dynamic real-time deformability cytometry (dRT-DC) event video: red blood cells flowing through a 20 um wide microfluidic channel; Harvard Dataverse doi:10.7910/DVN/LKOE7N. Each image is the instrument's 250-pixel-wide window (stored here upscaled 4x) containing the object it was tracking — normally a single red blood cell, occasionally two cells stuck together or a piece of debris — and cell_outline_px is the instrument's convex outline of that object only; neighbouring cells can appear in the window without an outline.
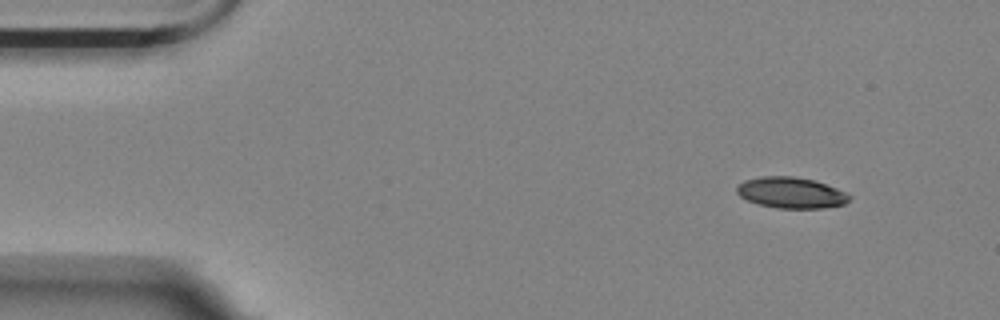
{"species": "Egyptian fruit bat (a non-hibernating species)", "species_latin": "Rousettus aegyptiacus", "temperature_condition": "room temperature", "stored_images_in_passage": 52, "camera_frame_rate_fps": 3000, "um_per_image_px": 0.085, "animal": {"sex": "female"}, "frame": {"image": 1, "passage_image": 1, "time_ms": 0.0, "image_size_px": [1000, 320], "cell_outline_px": [[852, 196], [844, 204], [824, 208], [776, 208], [756, 204], [740, 196], [736, 192], [736, 188], [744, 180], [760, 176], [792, 176], [816, 180], [836, 188]], "centroid_in_image_um": [67.22, 16.38], "position_along_channel_um": 17.8, "area_um2": 20.4}}
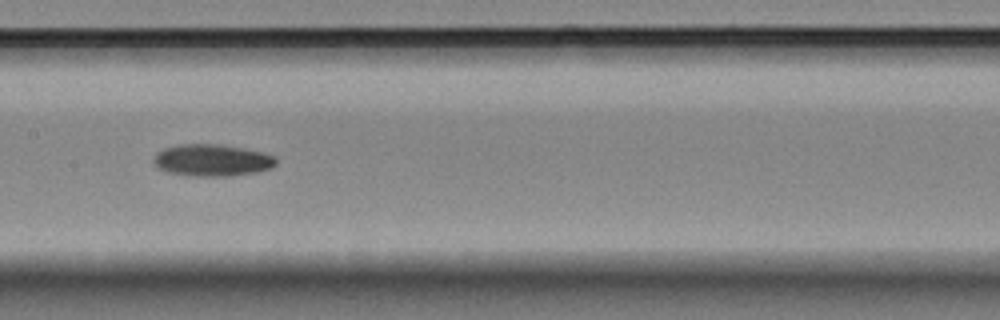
{"frame": {"image": 2, "passage_image": 23, "time_ms": 7.333, "image_size_px": [1000, 320], "cell_outline_px": [[276, 164], [272, 168], [256, 172], [232, 176], [192, 176], [168, 172], [156, 168], [152, 160], [156, 152], [164, 148], [180, 144], [220, 144], [244, 148], [264, 152], [276, 156]], "centroid_in_image_um": [18.02, 13.62], "position_along_channel_um": 189.4, "area_um2": 23.12}}
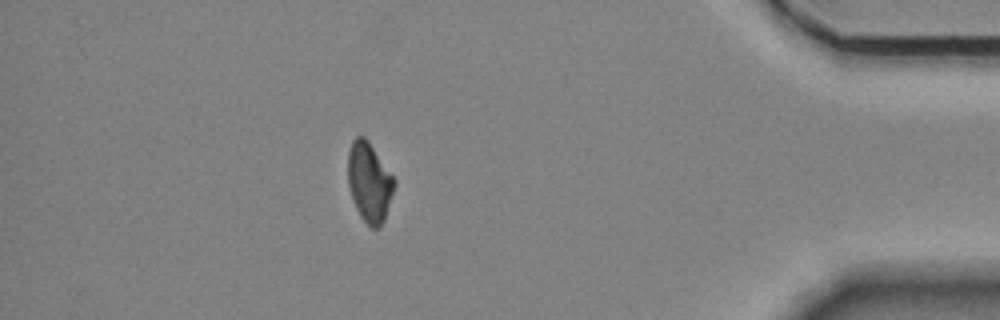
{"frame": {"image": 3, "passage_image": 45, "time_ms": 14.667, "image_size_px": [1000, 320], "cell_outline_px": [[396, 184], [384, 220], [376, 228], [372, 228], [360, 216], [356, 208], [348, 184], [348, 152], [352, 140], [356, 136], [364, 136], [368, 140], [396, 180]], "centroid_in_image_um": [31.39, 15.45], "position_along_channel_um": 403.8, "area_um2": 21.33}, "authors_computed_cell_mechanics": {"area_um2": 21.8484, "velocity_mm_per_s": 3.5325, "shape_relaxation_time_tau1_ms": 8.4243, "shape_relaxation_time_tau2_ms": null, "deformation_change_tau1": 0.1706, "deformation_change_tau2": null}}